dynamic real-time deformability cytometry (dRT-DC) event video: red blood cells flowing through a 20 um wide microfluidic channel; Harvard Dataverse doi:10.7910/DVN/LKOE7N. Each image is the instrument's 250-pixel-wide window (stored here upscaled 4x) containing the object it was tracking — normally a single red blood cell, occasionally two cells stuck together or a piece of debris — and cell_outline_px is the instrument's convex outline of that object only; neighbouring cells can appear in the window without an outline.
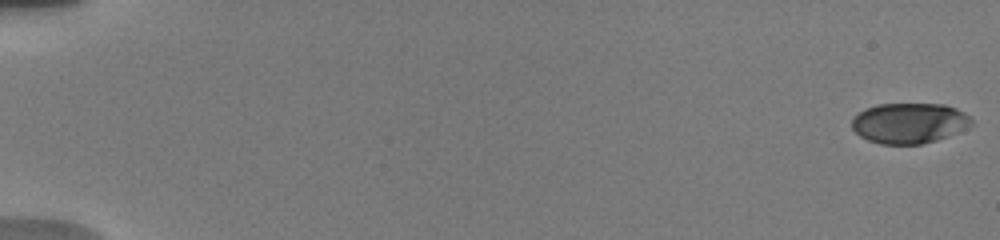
{"species": "human", "species_latin": "Homo sapiens", "temperature_condition": "warm", "stored_images_in_passage": 94, "camera_frame_rate_fps": 3000, "um_per_image_px": 0.085, "donor": {"sex": "male"}, "frame": {"image": 1, "passage_image": 1, "time_ms": 0.0, "image_size_px": [1000, 240], "cell_outline_px": [[972, 124], [948, 136], [936, 140], [920, 144], [880, 144], [868, 140], [860, 136], [852, 128], [852, 116], [864, 108], [876, 104], [944, 104], [956, 108], [964, 112], [972, 120]], "centroid_in_image_um": [77.23, 10.45], "position_along_channel_um": 7.8, "area_um2": 28.21}}
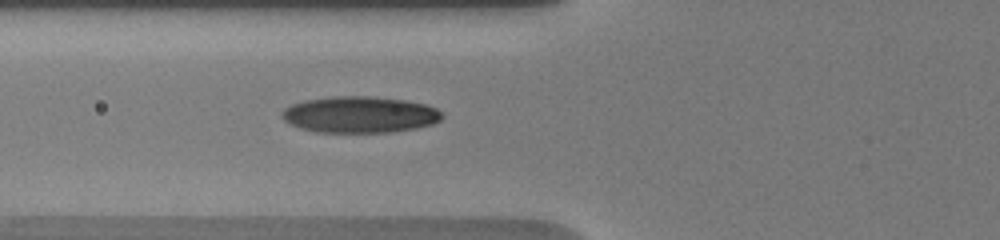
{"frame": {"image": 2, "passage_image": 43, "time_ms": 7.333, "image_size_px": [1000, 240], "cell_outline_px": [[444, 116], [440, 120], [432, 124], [416, 128], [392, 132], [316, 132], [300, 128], [288, 124], [280, 116], [280, 112], [284, 108], [292, 104], [304, 100], [332, 96], [368, 96], [404, 100], [424, 104], [436, 108]], "centroid_in_image_um": [30.53, 9.74], "position_along_channel_um": 95.3, "area_um2": 34.1}}
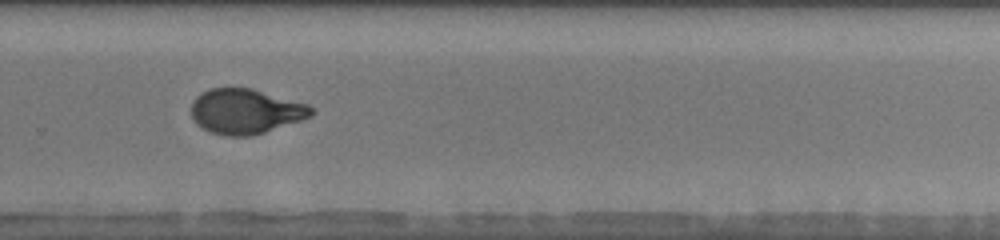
{"frame": {"image": 3, "passage_image": 61, "time_ms": 13.0, "image_size_px": [1000, 240], "cell_outline_px": [[316, 112], [312, 116], [264, 132], [248, 136], [228, 136], [212, 132], [204, 128], [192, 116], [192, 100], [200, 92], [208, 88], [252, 88], [308, 104]], "centroid_in_image_um": [20.89, 9.44], "position_along_channel_um": 308.9, "area_um2": 31.21}, "authors_computed_cell_mechanics": {"area_um2": 31.0097, "velocity_mm_per_s": 3.7783, "shape_relaxation_time_tau1_ms": 4.8522, "shape_relaxation_time_tau2_ms": 0.9827, "deformation_change_tau1": 0.2094, "deformation_change_tau2": 0.0644}}